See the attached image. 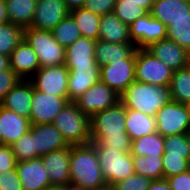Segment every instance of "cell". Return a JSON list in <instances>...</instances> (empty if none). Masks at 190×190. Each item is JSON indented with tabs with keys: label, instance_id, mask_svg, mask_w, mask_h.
<instances>
[{
	"label": "cell",
	"instance_id": "6da1fadb",
	"mask_svg": "<svg viewBox=\"0 0 190 190\" xmlns=\"http://www.w3.org/2000/svg\"><path fill=\"white\" fill-rule=\"evenodd\" d=\"M69 170L70 183L88 190L107 185L102 175L96 146L93 143L71 145Z\"/></svg>",
	"mask_w": 190,
	"mask_h": 190
},
{
	"label": "cell",
	"instance_id": "7a4b0ae2",
	"mask_svg": "<svg viewBox=\"0 0 190 190\" xmlns=\"http://www.w3.org/2000/svg\"><path fill=\"white\" fill-rule=\"evenodd\" d=\"M120 102L126 109H133L155 116L171 99L170 87L133 82L121 95Z\"/></svg>",
	"mask_w": 190,
	"mask_h": 190
},
{
	"label": "cell",
	"instance_id": "3957f363",
	"mask_svg": "<svg viewBox=\"0 0 190 190\" xmlns=\"http://www.w3.org/2000/svg\"><path fill=\"white\" fill-rule=\"evenodd\" d=\"M52 124L69 145L91 143L90 117L83 114L74 102H68L55 117Z\"/></svg>",
	"mask_w": 190,
	"mask_h": 190
},
{
	"label": "cell",
	"instance_id": "277c9868",
	"mask_svg": "<svg viewBox=\"0 0 190 190\" xmlns=\"http://www.w3.org/2000/svg\"><path fill=\"white\" fill-rule=\"evenodd\" d=\"M24 39L36 53L40 67L65 64V48L55 40L51 31L27 27L24 28Z\"/></svg>",
	"mask_w": 190,
	"mask_h": 190
},
{
	"label": "cell",
	"instance_id": "5b68a950",
	"mask_svg": "<svg viewBox=\"0 0 190 190\" xmlns=\"http://www.w3.org/2000/svg\"><path fill=\"white\" fill-rule=\"evenodd\" d=\"M173 70L146 49H136L135 81L156 86H168Z\"/></svg>",
	"mask_w": 190,
	"mask_h": 190
},
{
	"label": "cell",
	"instance_id": "8992f818",
	"mask_svg": "<svg viewBox=\"0 0 190 190\" xmlns=\"http://www.w3.org/2000/svg\"><path fill=\"white\" fill-rule=\"evenodd\" d=\"M102 175L107 185L126 179L135 174L133 156L130 152L118 150L98 149L96 147Z\"/></svg>",
	"mask_w": 190,
	"mask_h": 190
},
{
	"label": "cell",
	"instance_id": "52a82bcc",
	"mask_svg": "<svg viewBox=\"0 0 190 190\" xmlns=\"http://www.w3.org/2000/svg\"><path fill=\"white\" fill-rule=\"evenodd\" d=\"M156 131L163 137L190 132V114L185 104L171 100L155 115Z\"/></svg>",
	"mask_w": 190,
	"mask_h": 190
},
{
	"label": "cell",
	"instance_id": "ba28073f",
	"mask_svg": "<svg viewBox=\"0 0 190 190\" xmlns=\"http://www.w3.org/2000/svg\"><path fill=\"white\" fill-rule=\"evenodd\" d=\"M68 76L69 70L65 64L40 67L29 81L37 91L64 97L68 100Z\"/></svg>",
	"mask_w": 190,
	"mask_h": 190
},
{
	"label": "cell",
	"instance_id": "9c48e42d",
	"mask_svg": "<svg viewBox=\"0 0 190 190\" xmlns=\"http://www.w3.org/2000/svg\"><path fill=\"white\" fill-rule=\"evenodd\" d=\"M125 120L126 107L119 101L90 118L91 136L128 135Z\"/></svg>",
	"mask_w": 190,
	"mask_h": 190
},
{
	"label": "cell",
	"instance_id": "30bf717a",
	"mask_svg": "<svg viewBox=\"0 0 190 190\" xmlns=\"http://www.w3.org/2000/svg\"><path fill=\"white\" fill-rule=\"evenodd\" d=\"M120 96L109 88L105 83L99 81L86 90L77 100L76 106L83 114L90 118L99 111L108 109L120 101Z\"/></svg>",
	"mask_w": 190,
	"mask_h": 190
},
{
	"label": "cell",
	"instance_id": "8fae6325",
	"mask_svg": "<svg viewBox=\"0 0 190 190\" xmlns=\"http://www.w3.org/2000/svg\"><path fill=\"white\" fill-rule=\"evenodd\" d=\"M129 35L137 49H146L159 40L167 39V26L148 13L129 26Z\"/></svg>",
	"mask_w": 190,
	"mask_h": 190
},
{
	"label": "cell",
	"instance_id": "7c38bea8",
	"mask_svg": "<svg viewBox=\"0 0 190 190\" xmlns=\"http://www.w3.org/2000/svg\"><path fill=\"white\" fill-rule=\"evenodd\" d=\"M135 62L136 59L111 61L100 67V81L120 96L135 82Z\"/></svg>",
	"mask_w": 190,
	"mask_h": 190
},
{
	"label": "cell",
	"instance_id": "4fadbf2b",
	"mask_svg": "<svg viewBox=\"0 0 190 190\" xmlns=\"http://www.w3.org/2000/svg\"><path fill=\"white\" fill-rule=\"evenodd\" d=\"M69 101L64 97L54 96L33 88L31 124H49Z\"/></svg>",
	"mask_w": 190,
	"mask_h": 190
},
{
	"label": "cell",
	"instance_id": "5bb4252c",
	"mask_svg": "<svg viewBox=\"0 0 190 190\" xmlns=\"http://www.w3.org/2000/svg\"><path fill=\"white\" fill-rule=\"evenodd\" d=\"M70 14L63 0H37L31 28L52 31Z\"/></svg>",
	"mask_w": 190,
	"mask_h": 190
},
{
	"label": "cell",
	"instance_id": "9a60e30c",
	"mask_svg": "<svg viewBox=\"0 0 190 190\" xmlns=\"http://www.w3.org/2000/svg\"><path fill=\"white\" fill-rule=\"evenodd\" d=\"M29 132L34 139L35 158L70 146L52 123L31 124Z\"/></svg>",
	"mask_w": 190,
	"mask_h": 190
},
{
	"label": "cell",
	"instance_id": "2e32d148",
	"mask_svg": "<svg viewBox=\"0 0 190 190\" xmlns=\"http://www.w3.org/2000/svg\"><path fill=\"white\" fill-rule=\"evenodd\" d=\"M146 50L173 71L186 68L190 62V53L169 39L159 40L151 44Z\"/></svg>",
	"mask_w": 190,
	"mask_h": 190
},
{
	"label": "cell",
	"instance_id": "e0dca14e",
	"mask_svg": "<svg viewBox=\"0 0 190 190\" xmlns=\"http://www.w3.org/2000/svg\"><path fill=\"white\" fill-rule=\"evenodd\" d=\"M68 70L69 102L77 100L86 90L100 81V65L97 62L91 66H75Z\"/></svg>",
	"mask_w": 190,
	"mask_h": 190
},
{
	"label": "cell",
	"instance_id": "ac0fdd59",
	"mask_svg": "<svg viewBox=\"0 0 190 190\" xmlns=\"http://www.w3.org/2000/svg\"><path fill=\"white\" fill-rule=\"evenodd\" d=\"M16 170L23 190H44L51 185L41 157L17 162Z\"/></svg>",
	"mask_w": 190,
	"mask_h": 190
},
{
	"label": "cell",
	"instance_id": "d6986e66",
	"mask_svg": "<svg viewBox=\"0 0 190 190\" xmlns=\"http://www.w3.org/2000/svg\"><path fill=\"white\" fill-rule=\"evenodd\" d=\"M30 119L0 105V144L12 146L30 129Z\"/></svg>",
	"mask_w": 190,
	"mask_h": 190
},
{
	"label": "cell",
	"instance_id": "ffe728a7",
	"mask_svg": "<svg viewBox=\"0 0 190 190\" xmlns=\"http://www.w3.org/2000/svg\"><path fill=\"white\" fill-rule=\"evenodd\" d=\"M10 68L23 80H29L40 68L38 57L23 39L9 55Z\"/></svg>",
	"mask_w": 190,
	"mask_h": 190
},
{
	"label": "cell",
	"instance_id": "44dd1931",
	"mask_svg": "<svg viewBox=\"0 0 190 190\" xmlns=\"http://www.w3.org/2000/svg\"><path fill=\"white\" fill-rule=\"evenodd\" d=\"M70 154L71 145L60 150L52 151L41 157L51 185H66L70 183Z\"/></svg>",
	"mask_w": 190,
	"mask_h": 190
},
{
	"label": "cell",
	"instance_id": "7402d4cb",
	"mask_svg": "<svg viewBox=\"0 0 190 190\" xmlns=\"http://www.w3.org/2000/svg\"><path fill=\"white\" fill-rule=\"evenodd\" d=\"M33 100V85L21 79L3 98L0 105L20 116L30 119Z\"/></svg>",
	"mask_w": 190,
	"mask_h": 190
},
{
	"label": "cell",
	"instance_id": "603a6c76",
	"mask_svg": "<svg viewBox=\"0 0 190 190\" xmlns=\"http://www.w3.org/2000/svg\"><path fill=\"white\" fill-rule=\"evenodd\" d=\"M136 49L134 43H111L98 39L96 40L95 60L102 67L111 61L136 59Z\"/></svg>",
	"mask_w": 190,
	"mask_h": 190
},
{
	"label": "cell",
	"instance_id": "cb8c5ba5",
	"mask_svg": "<svg viewBox=\"0 0 190 190\" xmlns=\"http://www.w3.org/2000/svg\"><path fill=\"white\" fill-rule=\"evenodd\" d=\"M149 14L168 26L176 19L190 18V1L155 0Z\"/></svg>",
	"mask_w": 190,
	"mask_h": 190
},
{
	"label": "cell",
	"instance_id": "d4e9b609",
	"mask_svg": "<svg viewBox=\"0 0 190 190\" xmlns=\"http://www.w3.org/2000/svg\"><path fill=\"white\" fill-rule=\"evenodd\" d=\"M96 41L81 37L65 49V66L73 69L75 66H91L95 60Z\"/></svg>",
	"mask_w": 190,
	"mask_h": 190
},
{
	"label": "cell",
	"instance_id": "484cf974",
	"mask_svg": "<svg viewBox=\"0 0 190 190\" xmlns=\"http://www.w3.org/2000/svg\"><path fill=\"white\" fill-rule=\"evenodd\" d=\"M99 39L111 43H132L129 26L124 24L114 12L101 16Z\"/></svg>",
	"mask_w": 190,
	"mask_h": 190
},
{
	"label": "cell",
	"instance_id": "4316f807",
	"mask_svg": "<svg viewBox=\"0 0 190 190\" xmlns=\"http://www.w3.org/2000/svg\"><path fill=\"white\" fill-rule=\"evenodd\" d=\"M126 133L131 140L156 132V118L142 112L126 109Z\"/></svg>",
	"mask_w": 190,
	"mask_h": 190
},
{
	"label": "cell",
	"instance_id": "83f0119b",
	"mask_svg": "<svg viewBox=\"0 0 190 190\" xmlns=\"http://www.w3.org/2000/svg\"><path fill=\"white\" fill-rule=\"evenodd\" d=\"M9 22L23 28L30 27L37 0H5Z\"/></svg>",
	"mask_w": 190,
	"mask_h": 190
},
{
	"label": "cell",
	"instance_id": "f1b7e54d",
	"mask_svg": "<svg viewBox=\"0 0 190 190\" xmlns=\"http://www.w3.org/2000/svg\"><path fill=\"white\" fill-rule=\"evenodd\" d=\"M70 15L75 20L82 37L95 41L99 39L100 15L94 14L84 7L70 10Z\"/></svg>",
	"mask_w": 190,
	"mask_h": 190
},
{
	"label": "cell",
	"instance_id": "f546056e",
	"mask_svg": "<svg viewBox=\"0 0 190 190\" xmlns=\"http://www.w3.org/2000/svg\"><path fill=\"white\" fill-rule=\"evenodd\" d=\"M164 137L157 131L132 141V156H163Z\"/></svg>",
	"mask_w": 190,
	"mask_h": 190
},
{
	"label": "cell",
	"instance_id": "4dcf8cb0",
	"mask_svg": "<svg viewBox=\"0 0 190 190\" xmlns=\"http://www.w3.org/2000/svg\"><path fill=\"white\" fill-rule=\"evenodd\" d=\"M169 87L173 101L187 103L190 100V71L187 68L173 71Z\"/></svg>",
	"mask_w": 190,
	"mask_h": 190
},
{
	"label": "cell",
	"instance_id": "1f68e13d",
	"mask_svg": "<svg viewBox=\"0 0 190 190\" xmlns=\"http://www.w3.org/2000/svg\"><path fill=\"white\" fill-rule=\"evenodd\" d=\"M136 174L143 175L151 180L163 179L162 156H133Z\"/></svg>",
	"mask_w": 190,
	"mask_h": 190
},
{
	"label": "cell",
	"instance_id": "d6a6232c",
	"mask_svg": "<svg viewBox=\"0 0 190 190\" xmlns=\"http://www.w3.org/2000/svg\"><path fill=\"white\" fill-rule=\"evenodd\" d=\"M23 39V27L10 22L0 25V54L9 56Z\"/></svg>",
	"mask_w": 190,
	"mask_h": 190
},
{
	"label": "cell",
	"instance_id": "836d02e7",
	"mask_svg": "<svg viewBox=\"0 0 190 190\" xmlns=\"http://www.w3.org/2000/svg\"><path fill=\"white\" fill-rule=\"evenodd\" d=\"M55 40L65 49L81 38V33L75 20L69 14L52 31Z\"/></svg>",
	"mask_w": 190,
	"mask_h": 190
},
{
	"label": "cell",
	"instance_id": "e575fe53",
	"mask_svg": "<svg viewBox=\"0 0 190 190\" xmlns=\"http://www.w3.org/2000/svg\"><path fill=\"white\" fill-rule=\"evenodd\" d=\"M167 39L175 41L190 53V18L172 21L167 26Z\"/></svg>",
	"mask_w": 190,
	"mask_h": 190
},
{
	"label": "cell",
	"instance_id": "d590c367",
	"mask_svg": "<svg viewBox=\"0 0 190 190\" xmlns=\"http://www.w3.org/2000/svg\"><path fill=\"white\" fill-rule=\"evenodd\" d=\"M91 143L98 149L118 150L119 152H131L132 140L129 135L91 136Z\"/></svg>",
	"mask_w": 190,
	"mask_h": 190
},
{
	"label": "cell",
	"instance_id": "8d00e7d4",
	"mask_svg": "<svg viewBox=\"0 0 190 190\" xmlns=\"http://www.w3.org/2000/svg\"><path fill=\"white\" fill-rule=\"evenodd\" d=\"M164 151V154L190 158L188 134H177L164 137Z\"/></svg>",
	"mask_w": 190,
	"mask_h": 190
},
{
	"label": "cell",
	"instance_id": "74e56055",
	"mask_svg": "<svg viewBox=\"0 0 190 190\" xmlns=\"http://www.w3.org/2000/svg\"><path fill=\"white\" fill-rule=\"evenodd\" d=\"M115 15L126 25L130 26L138 18L146 16L149 12L138 4L116 2Z\"/></svg>",
	"mask_w": 190,
	"mask_h": 190
},
{
	"label": "cell",
	"instance_id": "f35d334b",
	"mask_svg": "<svg viewBox=\"0 0 190 190\" xmlns=\"http://www.w3.org/2000/svg\"><path fill=\"white\" fill-rule=\"evenodd\" d=\"M163 176H176L182 172L190 169L189 158H182L181 156L163 154L162 156Z\"/></svg>",
	"mask_w": 190,
	"mask_h": 190
},
{
	"label": "cell",
	"instance_id": "ab89813d",
	"mask_svg": "<svg viewBox=\"0 0 190 190\" xmlns=\"http://www.w3.org/2000/svg\"><path fill=\"white\" fill-rule=\"evenodd\" d=\"M12 149L17 162L35 158V144L32 134L28 131L12 145Z\"/></svg>",
	"mask_w": 190,
	"mask_h": 190
},
{
	"label": "cell",
	"instance_id": "60d3db41",
	"mask_svg": "<svg viewBox=\"0 0 190 190\" xmlns=\"http://www.w3.org/2000/svg\"><path fill=\"white\" fill-rule=\"evenodd\" d=\"M152 180L139 174H133L126 179L111 185L112 190H148Z\"/></svg>",
	"mask_w": 190,
	"mask_h": 190
},
{
	"label": "cell",
	"instance_id": "b9f144b4",
	"mask_svg": "<svg viewBox=\"0 0 190 190\" xmlns=\"http://www.w3.org/2000/svg\"><path fill=\"white\" fill-rule=\"evenodd\" d=\"M21 79L14 73L12 69H4L0 71V103L6 94L20 81Z\"/></svg>",
	"mask_w": 190,
	"mask_h": 190
},
{
	"label": "cell",
	"instance_id": "7bdbcfd3",
	"mask_svg": "<svg viewBox=\"0 0 190 190\" xmlns=\"http://www.w3.org/2000/svg\"><path fill=\"white\" fill-rule=\"evenodd\" d=\"M0 190H23L16 169L0 173Z\"/></svg>",
	"mask_w": 190,
	"mask_h": 190
},
{
	"label": "cell",
	"instance_id": "ee69618b",
	"mask_svg": "<svg viewBox=\"0 0 190 190\" xmlns=\"http://www.w3.org/2000/svg\"><path fill=\"white\" fill-rule=\"evenodd\" d=\"M117 0H86L84 8L97 15L112 13Z\"/></svg>",
	"mask_w": 190,
	"mask_h": 190
},
{
	"label": "cell",
	"instance_id": "f6af8a7d",
	"mask_svg": "<svg viewBox=\"0 0 190 190\" xmlns=\"http://www.w3.org/2000/svg\"><path fill=\"white\" fill-rule=\"evenodd\" d=\"M16 158L13 154L12 146L0 144V173L11 169H16Z\"/></svg>",
	"mask_w": 190,
	"mask_h": 190
},
{
	"label": "cell",
	"instance_id": "bcb514c9",
	"mask_svg": "<svg viewBox=\"0 0 190 190\" xmlns=\"http://www.w3.org/2000/svg\"><path fill=\"white\" fill-rule=\"evenodd\" d=\"M166 180L171 190H190V169Z\"/></svg>",
	"mask_w": 190,
	"mask_h": 190
},
{
	"label": "cell",
	"instance_id": "7dc6e473",
	"mask_svg": "<svg viewBox=\"0 0 190 190\" xmlns=\"http://www.w3.org/2000/svg\"><path fill=\"white\" fill-rule=\"evenodd\" d=\"M148 190H171L169 183L165 178L152 180Z\"/></svg>",
	"mask_w": 190,
	"mask_h": 190
},
{
	"label": "cell",
	"instance_id": "c3c4849f",
	"mask_svg": "<svg viewBox=\"0 0 190 190\" xmlns=\"http://www.w3.org/2000/svg\"><path fill=\"white\" fill-rule=\"evenodd\" d=\"M116 2L138 4L139 6L145 8L148 12H150L152 4L155 2V0H117Z\"/></svg>",
	"mask_w": 190,
	"mask_h": 190
},
{
	"label": "cell",
	"instance_id": "681fc988",
	"mask_svg": "<svg viewBox=\"0 0 190 190\" xmlns=\"http://www.w3.org/2000/svg\"><path fill=\"white\" fill-rule=\"evenodd\" d=\"M5 0H0V25H4L9 22Z\"/></svg>",
	"mask_w": 190,
	"mask_h": 190
},
{
	"label": "cell",
	"instance_id": "f907efd6",
	"mask_svg": "<svg viewBox=\"0 0 190 190\" xmlns=\"http://www.w3.org/2000/svg\"><path fill=\"white\" fill-rule=\"evenodd\" d=\"M69 10L84 7L86 0H63Z\"/></svg>",
	"mask_w": 190,
	"mask_h": 190
},
{
	"label": "cell",
	"instance_id": "816d5d0a",
	"mask_svg": "<svg viewBox=\"0 0 190 190\" xmlns=\"http://www.w3.org/2000/svg\"><path fill=\"white\" fill-rule=\"evenodd\" d=\"M4 69H11L9 56L0 54V71Z\"/></svg>",
	"mask_w": 190,
	"mask_h": 190
},
{
	"label": "cell",
	"instance_id": "f5cc1de1",
	"mask_svg": "<svg viewBox=\"0 0 190 190\" xmlns=\"http://www.w3.org/2000/svg\"><path fill=\"white\" fill-rule=\"evenodd\" d=\"M64 189L65 190H88L86 188H83V187L73 184V183H67L66 185H64Z\"/></svg>",
	"mask_w": 190,
	"mask_h": 190
},
{
	"label": "cell",
	"instance_id": "db71d44e",
	"mask_svg": "<svg viewBox=\"0 0 190 190\" xmlns=\"http://www.w3.org/2000/svg\"><path fill=\"white\" fill-rule=\"evenodd\" d=\"M44 190H65L64 185H49Z\"/></svg>",
	"mask_w": 190,
	"mask_h": 190
},
{
	"label": "cell",
	"instance_id": "11a10c76",
	"mask_svg": "<svg viewBox=\"0 0 190 190\" xmlns=\"http://www.w3.org/2000/svg\"><path fill=\"white\" fill-rule=\"evenodd\" d=\"M91 190H112V187L109 185H105L104 187L98 188V189H91Z\"/></svg>",
	"mask_w": 190,
	"mask_h": 190
},
{
	"label": "cell",
	"instance_id": "9f6ffc18",
	"mask_svg": "<svg viewBox=\"0 0 190 190\" xmlns=\"http://www.w3.org/2000/svg\"><path fill=\"white\" fill-rule=\"evenodd\" d=\"M185 106L187 108L188 113L190 114V100L187 103H185Z\"/></svg>",
	"mask_w": 190,
	"mask_h": 190
},
{
	"label": "cell",
	"instance_id": "6f0895ef",
	"mask_svg": "<svg viewBox=\"0 0 190 190\" xmlns=\"http://www.w3.org/2000/svg\"><path fill=\"white\" fill-rule=\"evenodd\" d=\"M186 68L190 71V62L188 63V65L186 66Z\"/></svg>",
	"mask_w": 190,
	"mask_h": 190
},
{
	"label": "cell",
	"instance_id": "680465c9",
	"mask_svg": "<svg viewBox=\"0 0 190 190\" xmlns=\"http://www.w3.org/2000/svg\"><path fill=\"white\" fill-rule=\"evenodd\" d=\"M188 136H189V143H190V132L188 133ZM189 163H190V158H189Z\"/></svg>",
	"mask_w": 190,
	"mask_h": 190
}]
</instances>
